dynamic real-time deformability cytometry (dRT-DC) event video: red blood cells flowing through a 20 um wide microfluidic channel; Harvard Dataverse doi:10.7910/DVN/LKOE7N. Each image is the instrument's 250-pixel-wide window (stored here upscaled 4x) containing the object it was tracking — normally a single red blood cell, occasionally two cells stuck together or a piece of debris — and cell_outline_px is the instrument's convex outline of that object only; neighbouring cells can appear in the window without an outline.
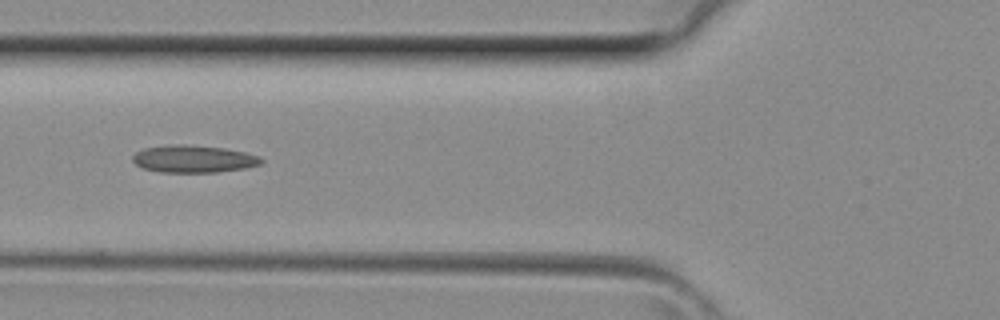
{"species": "common noctule bat (a hibernating species)", "species_latin": "Nyctalus noctula", "temperature_condition": "room temperature", "stored_images_in_passage": 4, "camera_frame_rate_fps": 3000, "um_per_image_px": 0.085, "animal": {"sex": "female", "body_mass_g": 29.2, "forearm_length_mm": 56.3}, "frame": {"image": 1, "passage_image": 4, "time_ms": 1.0, "image_size_px": [1000, 320], "cell_outline_px": [[264, 160], [260, 164], [244, 168], [216, 172], [160, 172], [144, 168], [136, 164], [132, 160], [132, 156], [136, 152], [144, 148], [172, 144], [184, 144], [224, 148], [244, 152], [260, 156]], "centroid_in_image_um": [16.44, 13.5], "position_along_channel_um": 109.4, "area_um2": 20.4}}